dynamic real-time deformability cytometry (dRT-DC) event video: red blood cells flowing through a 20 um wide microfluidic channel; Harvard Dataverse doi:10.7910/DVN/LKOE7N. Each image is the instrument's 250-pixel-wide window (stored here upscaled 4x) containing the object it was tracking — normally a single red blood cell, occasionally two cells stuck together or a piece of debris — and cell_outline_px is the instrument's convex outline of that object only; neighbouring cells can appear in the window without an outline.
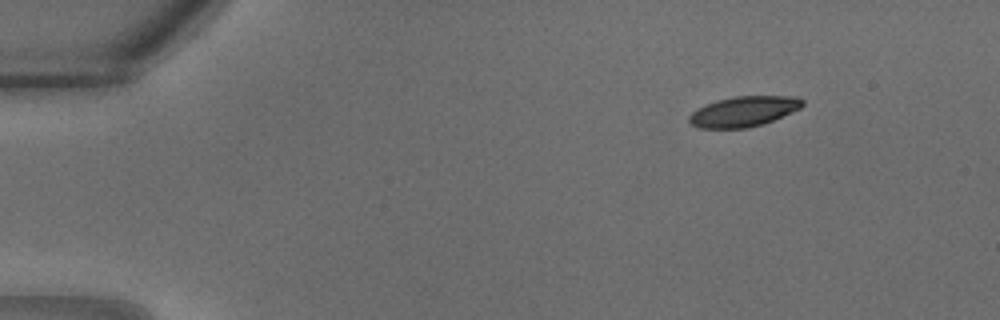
{"species": "common noctule bat (a hibernating species)", "species_latin": "Nyctalus noctula", "temperature_condition": "warm", "stored_images_in_passage": 9, "camera_frame_rate_fps": 3000, "um_per_image_px": 0.085, "animal": {"sex": "male", "body_mass_g": 18.8}, "frame": {"image": 1, "passage_image": 1, "time_ms": 0.0, "image_size_px": [1000, 320], "cell_outline_px": [[804, 104], [800, 108], [792, 112], [764, 124], [748, 128], [700, 128], [692, 124], [688, 120], [688, 116], [692, 112], [704, 104], [716, 100], [736, 96], [796, 96], [804, 100]], "centroid_in_image_um": [63.21, 9.47], "position_along_channel_um": 21.8, "area_um2": 20.11}}
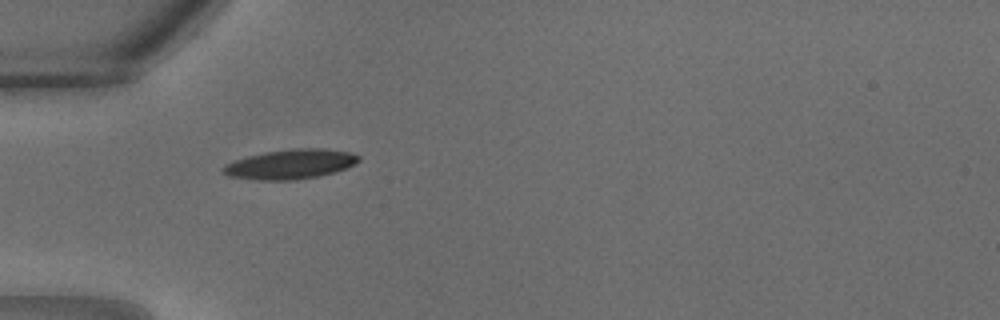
{"frame": {"image": 2, "passage_image": 7, "time_ms": 2.0, "image_size_px": [1000, 320], "cell_outline_px": [[360, 160], [356, 164], [336, 172], [296, 180], [256, 180], [228, 176], [220, 168], [224, 164], [248, 156], [268, 152], [292, 148], [324, 148], [352, 152], [360, 156]], "centroid_in_image_um": [24.72, 13.95], "position_along_channel_um": 60.3, "area_um2": 23.52}}